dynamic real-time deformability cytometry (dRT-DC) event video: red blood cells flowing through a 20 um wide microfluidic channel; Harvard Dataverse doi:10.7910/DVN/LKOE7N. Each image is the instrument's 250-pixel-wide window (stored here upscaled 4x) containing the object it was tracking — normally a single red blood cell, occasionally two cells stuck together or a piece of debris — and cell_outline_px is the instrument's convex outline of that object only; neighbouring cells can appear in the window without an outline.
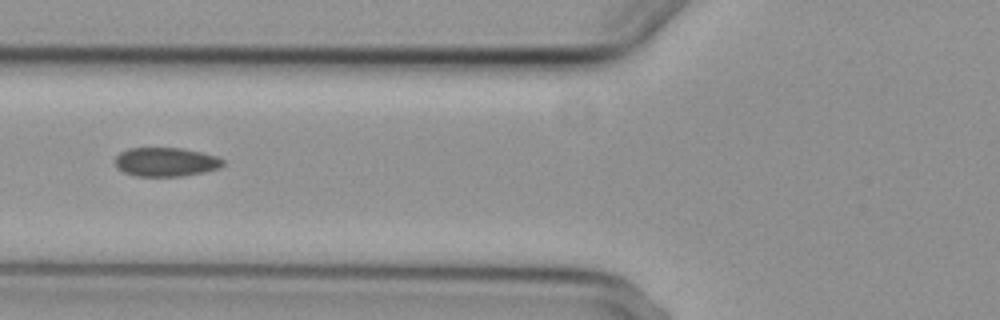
{"species": "common noctule bat (a hibernating species)", "species_latin": "Nyctalus noctula", "temperature_condition": "cold", "stored_images_in_passage": 7, "camera_frame_rate_fps": 3000, "um_per_image_px": 0.085, "animal": {"sex": "female", "body_mass_g": 29.2, "forearm_length_mm": 56.3}, "frame": {"image": 1, "passage_image": 4, "time_ms": 3.333, "image_size_px": [1000, 320], "cell_outline_px": [[224, 164], [220, 168], [204, 172], [180, 176], [136, 176], [124, 172], [116, 168], [116, 156], [120, 152], [128, 148], [184, 148], [216, 156], [224, 160]], "centroid_in_image_um": [14.09, 13.76], "position_along_channel_um": 111.7, "area_um2": 18.21}}
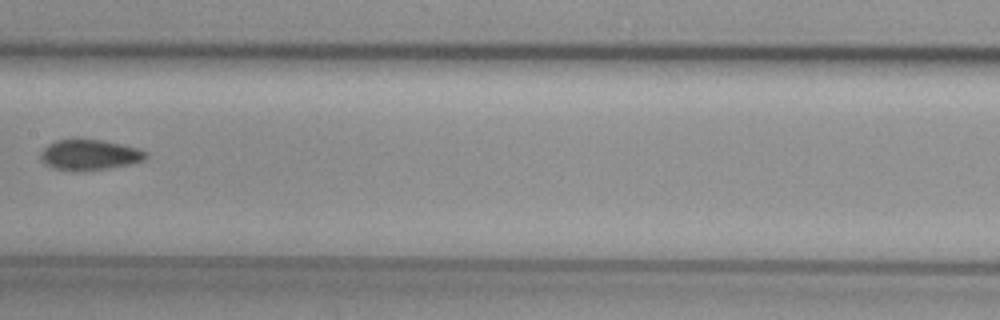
{"frame": {"image": 2, "passage_image": 6, "time_ms": 5.667, "image_size_px": [1000, 320], "cell_outline_px": [[148, 156], [144, 160], [132, 164], [108, 168], [76, 172], [52, 168], [44, 164], [40, 160], [40, 156], [44, 148], [48, 144], [56, 140], [72, 136], [104, 140], [136, 148], [148, 152]], "centroid_in_image_um": [7.56, 13.13], "position_along_channel_um": 199.8, "area_um2": 19.48}}
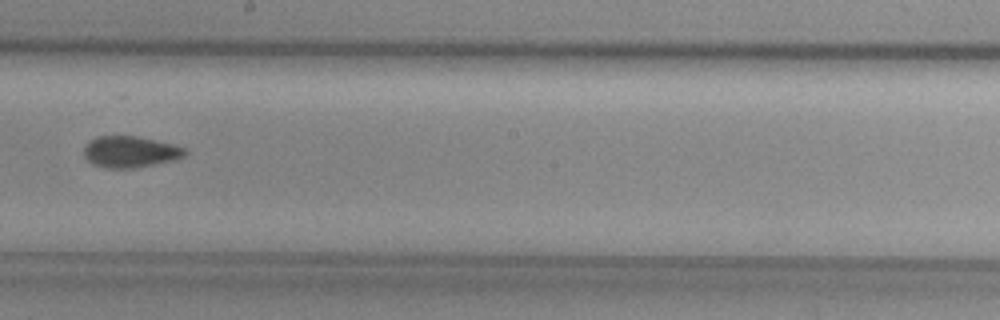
{"frame": {"image": 3, "passage_image": 7, "time_ms": 6.667, "image_size_px": [1000, 320], "cell_outline_px": [[188, 152], [184, 156], [172, 160], [132, 168], [104, 168], [92, 164], [84, 156], [84, 144], [88, 140], [96, 136], [136, 136], [172, 144], [184, 148]], "centroid_in_image_um": [11.0, 12.89], "position_along_channel_um": 237.2, "area_um2": 18.38}}